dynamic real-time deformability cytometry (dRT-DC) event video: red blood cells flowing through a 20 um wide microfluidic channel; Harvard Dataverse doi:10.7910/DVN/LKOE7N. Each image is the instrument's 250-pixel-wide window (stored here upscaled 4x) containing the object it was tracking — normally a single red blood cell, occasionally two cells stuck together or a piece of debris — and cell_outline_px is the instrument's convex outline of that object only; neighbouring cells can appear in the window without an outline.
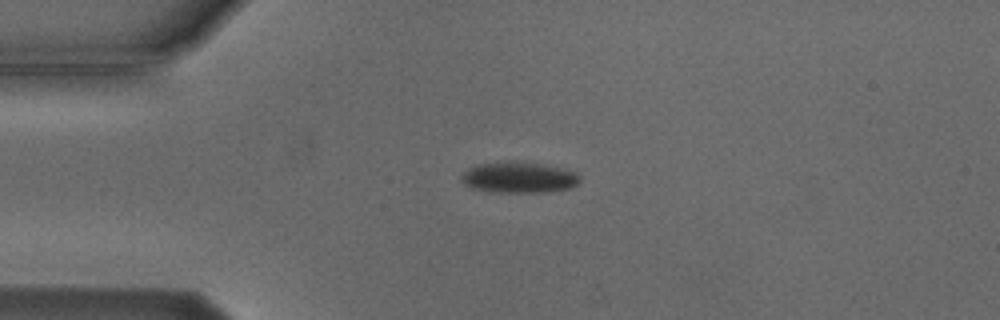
{"species": "Egyptian fruit bat (a non-hibernating species)", "species_latin": "Rousettus aegyptiacus", "temperature_condition": "cold", "stored_images_in_passage": 2, "camera_frame_rate_fps": 3000, "um_per_image_px": 0.085, "animal": {"sex": "male"}, "frame": {"image": 1, "passage_image": 1, "time_ms": 0.0, "image_size_px": [1000, 320], "cell_outline_px": [[580, 180], [572, 188], [544, 192], [500, 192], [476, 188], [464, 184], [460, 180], [460, 176], [468, 168], [476, 164], [504, 160], [508, 160], [564, 168], [576, 172], [580, 176]], "centroid_in_image_um": [44.1, 15.06], "position_along_channel_um": 40.9, "area_um2": 21.39}}